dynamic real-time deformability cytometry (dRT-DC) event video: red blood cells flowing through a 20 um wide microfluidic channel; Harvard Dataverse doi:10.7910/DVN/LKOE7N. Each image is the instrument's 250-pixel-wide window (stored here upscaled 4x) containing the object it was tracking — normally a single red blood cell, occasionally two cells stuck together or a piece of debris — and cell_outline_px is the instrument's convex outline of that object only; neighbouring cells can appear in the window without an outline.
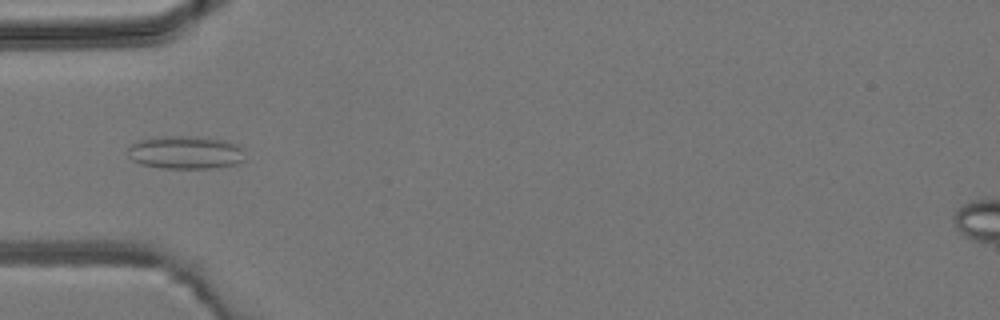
{"species": "common noctule bat (a hibernating species)", "species_latin": "Nyctalus noctula", "temperature_condition": "room temperature", "stored_images_in_passage": 5, "camera_frame_rate_fps": 3000, "um_per_image_px": 0.085, "animal": {"sex": "male", "body_mass_g": 19.2, "forearm_length_mm": 51.8}, "frame": {"image": 1, "passage_image": 5, "time_ms": 5.667, "image_size_px": [1000, 320], "cell_outline_px": [[244, 160], [236, 164], [212, 168], [160, 168], [140, 164], [132, 160], [128, 156], [128, 144], [136, 140], [160, 136], [200, 136], [224, 140], [236, 144], [240, 148]], "centroid_in_image_um": [15.69, 12.94], "position_along_channel_um": 69.3, "area_um2": 22.83}}